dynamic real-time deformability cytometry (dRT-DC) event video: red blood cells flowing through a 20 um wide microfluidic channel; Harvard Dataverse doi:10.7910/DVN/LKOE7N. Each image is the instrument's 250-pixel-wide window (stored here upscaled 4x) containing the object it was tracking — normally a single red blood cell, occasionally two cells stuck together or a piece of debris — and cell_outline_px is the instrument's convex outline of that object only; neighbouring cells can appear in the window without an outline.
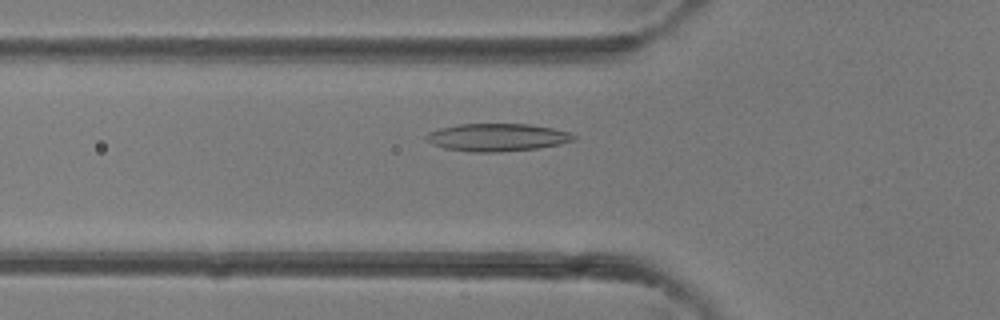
{"species": "common noctule bat (a hibernating species)", "species_latin": "Nyctalus noctula", "temperature_condition": "room temperature", "stored_images_in_passage": 36, "camera_frame_rate_fps": 3000, "um_per_image_px": 0.085, "animal": {"sex": "female"}, "frame": {"image": 1, "passage_image": 9, "time_ms": 2.667, "image_size_px": [1000, 320], "cell_outline_px": [[576, 140], [560, 144], [540, 148], [500, 152], [468, 152], [444, 148], [432, 144], [424, 140], [424, 136], [428, 132], [440, 128], [460, 124], [528, 124], [552, 128], [572, 132], [576, 136]], "centroid_in_image_um": [42.26, 11.68], "position_along_channel_um": 83.5, "area_um2": 24.1}}
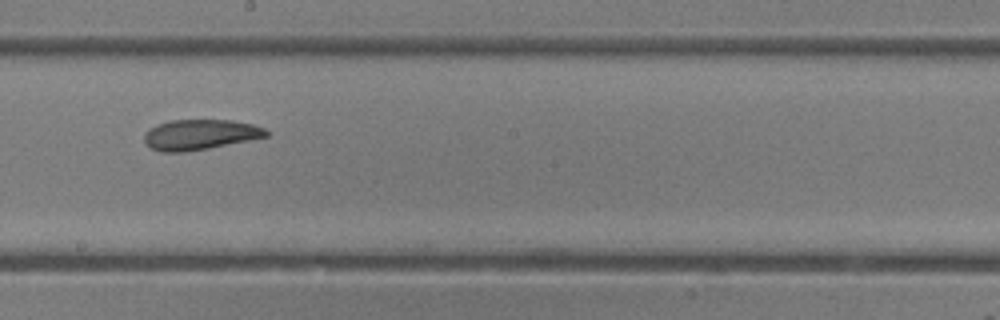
{"frame": {"image": 2, "passage_image": 18, "time_ms": 5.667, "image_size_px": [1000, 320], "cell_outline_px": [[268, 136], [208, 148], [184, 152], [160, 152], [144, 144], [144, 132], [148, 128], [156, 124], [172, 120], [232, 120], [252, 124], [264, 128], [268, 132]], "centroid_in_image_um": [16.93, 11.44], "position_along_channel_um": 231.3, "area_um2": 21.56}}
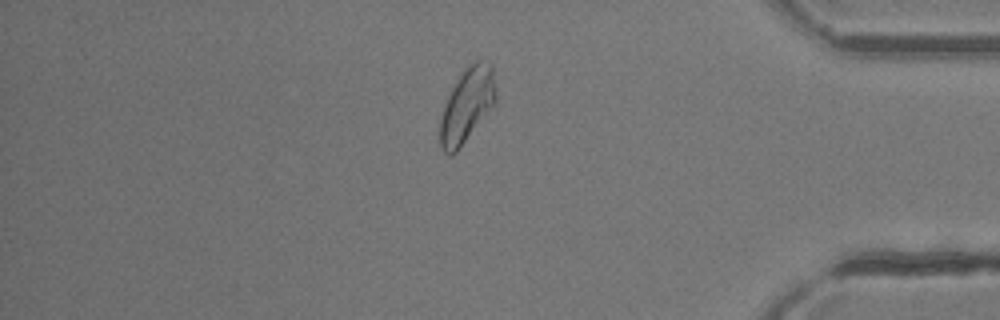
{"frame": {"image": 3, "passage_image": 30, "time_ms": 9.667, "image_size_px": [1000, 320], "cell_outline_px": [[496, 104], [456, 152], [452, 156], [448, 156], [440, 148], [440, 116], [444, 104], [460, 72], [468, 64], [480, 56], [488, 60], [492, 64], [496, 88]], "centroid_in_image_um": [39.72, 8.88], "position_along_channel_um": 395.5, "area_um2": 24.91}}